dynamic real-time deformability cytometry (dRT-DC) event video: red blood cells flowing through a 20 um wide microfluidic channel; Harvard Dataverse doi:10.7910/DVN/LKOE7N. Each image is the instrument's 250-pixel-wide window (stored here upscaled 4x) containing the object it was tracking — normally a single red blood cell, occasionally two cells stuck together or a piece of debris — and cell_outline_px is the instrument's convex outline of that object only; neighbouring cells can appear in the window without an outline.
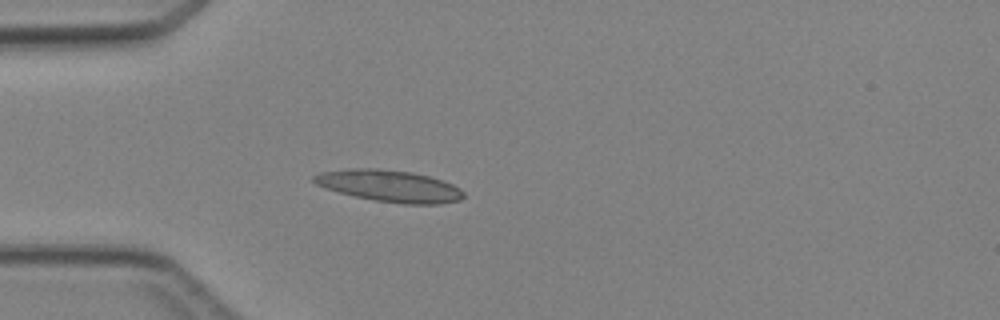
{"species": "Egyptian fruit bat (a non-hibernating species)", "species_latin": "Rousettus aegyptiacus", "temperature_condition": "cold", "stored_images_in_passage": 3, "camera_frame_rate_fps": 3000, "um_per_image_px": 0.085, "animal": {"sex": "female"}, "frame": {"image": 1, "passage_image": 3, "time_ms": 3.333, "image_size_px": [1000, 320], "cell_outline_px": [[464, 196], [460, 200], [440, 204], [404, 204], [376, 200], [356, 196], [340, 192], [316, 184], [312, 180], [312, 176], [320, 172], [356, 168], [376, 168], [412, 172], [428, 176], [452, 184], [460, 188], [464, 192]], "centroid_in_image_um": [33.13, 15.8], "position_along_channel_um": 51.9, "area_um2": 27.4}}